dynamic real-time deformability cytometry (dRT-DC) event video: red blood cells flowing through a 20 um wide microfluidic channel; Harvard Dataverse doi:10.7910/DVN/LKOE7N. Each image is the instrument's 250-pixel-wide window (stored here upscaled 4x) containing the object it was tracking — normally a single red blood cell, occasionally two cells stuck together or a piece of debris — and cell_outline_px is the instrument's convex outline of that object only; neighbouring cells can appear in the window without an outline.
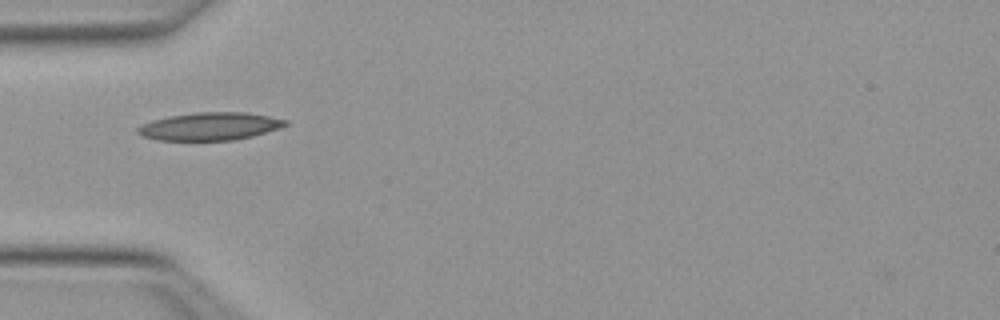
{"species": "Egyptian fruit bat (a non-hibernating species)", "species_latin": "Rousettus aegyptiacus", "temperature_condition": "warm", "stored_images_in_passage": 36, "camera_frame_rate_fps": 3000, "um_per_image_px": 0.085, "animal": {"sex": "female"}, "frame": {"image": 1, "passage_image": 1, "time_ms": 0.0, "image_size_px": [1000, 320], "cell_outline_px": [[288, 124], [280, 128], [252, 136], [232, 140], [156, 140], [140, 136], [136, 132], [136, 128], [140, 124], [152, 120], [168, 116], [196, 112], [244, 112], [268, 116], [288, 120]], "centroid_in_image_um": [17.78, 10.74], "position_along_channel_um": 67.2, "area_um2": 24.04}}
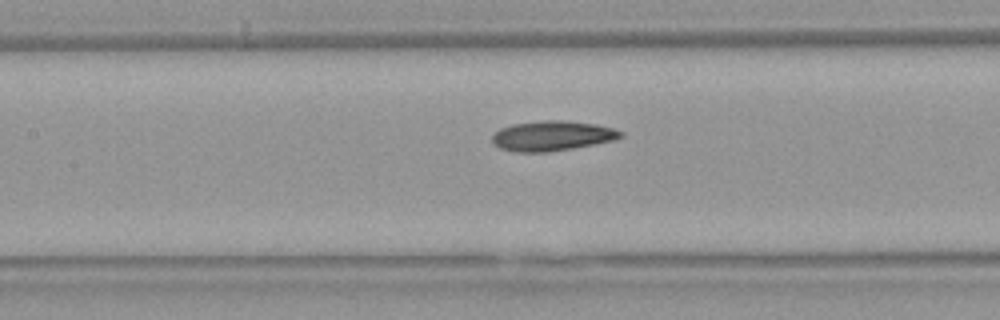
{"frame": {"image": 2, "passage_image": 8, "time_ms": 2.333, "image_size_px": [1000, 320], "cell_outline_px": [[624, 136], [612, 140], [572, 148], [548, 152], [516, 152], [500, 148], [492, 144], [492, 136], [500, 128], [512, 124], [544, 120], [564, 120], [596, 124], [612, 128], [624, 132]], "centroid_in_image_um": [46.9, 11.54], "position_along_channel_um": 160.5, "area_um2": 22.37}}
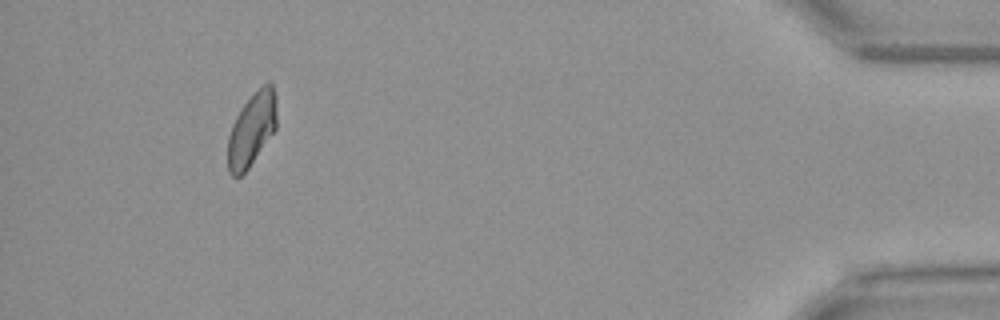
{"frame": {"image": 3, "passage_image": 32, "time_ms": 10.333, "image_size_px": [1000, 320], "cell_outline_px": [[276, 128], [248, 168], [240, 176], [232, 176], [228, 172], [228, 136], [232, 124], [236, 116], [244, 104], [268, 80], [272, 84], [276, 96]], "centroid_in_image_um": [21.39, 11.0], "position_along_channel_um": 413.8, "area_um2": 20.58}, "authors_computed_cell_mechanics": {"area_um2": 21.7617, "velocity_mm_per_s": 3.9921, "shape_relaxation_time_tau1_ms": null, "shape_relaxation_time_tau2_ms": 3.8021, "deformation_change_tau1": null, "deformation_change_tau2": 0.0998}}